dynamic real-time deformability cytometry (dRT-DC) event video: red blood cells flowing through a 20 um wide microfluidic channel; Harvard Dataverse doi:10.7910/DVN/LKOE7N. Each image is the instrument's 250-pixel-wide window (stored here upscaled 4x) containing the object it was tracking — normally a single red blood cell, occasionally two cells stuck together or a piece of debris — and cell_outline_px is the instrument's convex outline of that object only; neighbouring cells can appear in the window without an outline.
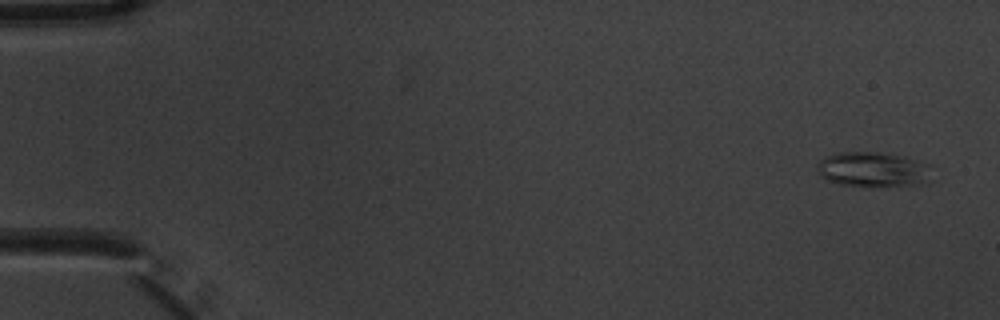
{"species": "common noctule bat (a hibernating species)", "species_latin": "Nyctalus noctula", "temperature_condition": "warm", "stored_images_in_passage": 4, "camera_frame_rate_fps": 3000, "um_per_image_px": 0.085, "animal": {"sex": "male", "body_mass_g": 20.1, "forearm_length_mm": 53.5}, "frame": {"image": 1, "passage_image": 1, "time_ms": 0.0, "image_size_px": [1000, 320], "cell_outline_px": [[928, 184], [840, 184], [828, 180], [820, 176], [816, 168], [820, 160], [824, 156], [840, 152], [876, 152], [904, 156], [928, 164]], "centroid_in_image_um": [74.15, 14.36], "position_along_channel_um": 10.9, "area_um2": 22.48}}